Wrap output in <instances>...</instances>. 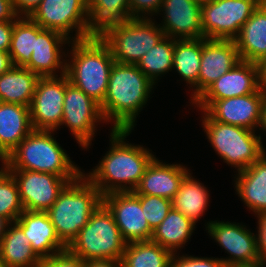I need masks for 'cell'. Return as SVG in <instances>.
<instances>
[{
	"instance_id": "cell-7",
	"label": "cell",
	"mask_w": 266,
	"mask_h": 267,
	"mask_svg": "<svg viewBox=\"0 0 266 267\" xmlns=\"http://www.w3.org/2000/svg\"><path fill=\"white\" fill-rule=\"evenodd\" d=\"M202 112L203 130L212 148L225 163L237 168V172L248 168L266 153L261 135H256L255 131L214 121Z\"/></svg>"
},
{
	"instance_id": "cell-51",
	"label": "cell",
	"mask_w": 266,
	"mask_h": 267,
	"mask_svg": "<svg viewBox=\"0 0 266 267\" xmlns=\"http://www.w3.org/2000/svg\"><path fill=\"white\" fill-rule=\"evenodd\" d=\"M0 267H8V266L0 259Z\"/></svg>"
},
{
	"instance_id": "cell-1",
	"label": "cell",
	"mask_w": 266,
	"mask_h": 267,
	"mask_svg": "<svg viewBox=\"0 0 266 267\" xmlns=\"http://www.w3.org/2000/svg\"><path fill=\"white\" fill-rule=\"evenodd\" d=\"M111 130L109 151L93 171L84 173L102 196L115 192H133L155 158L150 152L152 150L143 145L126 143L125 138L132 130Z\"/></svg>"
},
{
	"instance_id": "cell-39",
	"label": "cell",
	"mask_w": 266,
	"mask_h": 267,
	"mask_svg": "<svg viewBox=\"0 0 266 267\" xmlns=\"http://www.w3.org/2000/svg\"><path fill=\"white\" fill-rule=\"evenodd\" d=\"M41 265L43 267H84L85 261L65 249L49 258L43 259Z\"/></svg>"
},
{
	"instance_id": "cell-20",
	"label": "cell",
	"mask_w": 266,
	"mask_h": 267,
	"mask_svg": "<svg viewBox=\"0 0 266 267\" xmlns=\"http://www.w3.org/2000/svg\"><path fill=\"white\" fill-rule=\"evenodd\" d=\"M258 90L257 64L241 60L213 82L196 100H222L252 94Z\"/></svg>"
},
{
	"instance_id": "cell-50",
	"label": "cell",
	"mask_w": 266,
	"mask_h": 267,
	"mask_svg": "<svg viewBox=\"0 0 266 267\" xmlns=\"http://www.w3.org/2000/svg\"><path fill=\"white\" fill-rule=\"evenodd\" d=\"M200 4L206 3V2H210L211 0H194Z\"/></svg>"
},
{
	"instance_id": "cell-22",
	"label": "cell",
	"mask_w": 266,
	"mask_h": 267,
	"mask_svg": "<svg viewBox=\"0 0 266 267\" xmlns=\"http://www.w3.org/2000/svg\"><path fill=\"white\" fill-rule=\"evenodd\" d=\"M131 18L129 0H88L84 39L103 40Z\"/></svg>"
},
{
	"instance_id": "cell-21",
	"label": "cell",
	"mask_w": 266,
	"mask_h": 267,
	"mask_svg": "<svg viewBox=\"0 0 266 267\" xmlns=\"http://www.w3.org/2000/svg\"><path fill=\"white\" fill-rule=\"evenodd\" d=\"M15 223L23 230L32 250L41 260L67 249L57 236L46 211L24 210Z\"/></svg>"
},
{
	"instance_id": "cell-37",
	"label": "cell",
	"mask_w": 266,
	"mask_h": 267,
	"mask_svg": "<svg viewBox=\"0 0 266 267\" xmlns=\"http://www.w3.org/2000/svg\"><path fill=\"white\" fill-rule=\"evenodd\" d=\"M171 267H226L220 258L194 257L188 255L179 256L173 254Z\"/></svg>"
},
{
	"instance_id": "cell-16",
	"label": "cell",
	"mask_w": 266,
	"mask_h": 267,
	"mask_svg": "<svg viewBox=\"0 0 266 267\" xmlns=\"http://www.w3.org/2000/svg\"><path fill=\"white\" fill-rule=\"evenodd\" d=\"M102 203L112 213L114 221L127 243L151 239L153 231L144 217L138 194L115 192L102 196Z\"/></svg>"
},
{
	"instance_id": "cell-23",
	"label": "cell",
	"mask_w": 266,
	"mask_h": 267,
	"mask_svg": "<svg viewBox=\"0 0 266 267\" xmlns=\"http://www.w3.org/2000/svg\"><path fill=\"white\" fill-rule=\"evenodd\" d=\"M188 172L189 169L181 164H166L155 157L133 192L138 195L159 196L172 200Z\"/></svg>"
},
{
	"instance_id": "cell-24",
	"label": "cell",
	"mask_w": 266,
	"mask_h": 267,
	"mask_svg": "<svg viewBox=\"0 0 266 267\" xmlns=\"http://www.w3.org/2000/svg\"><path fill=\"white\" fill-rule=\"evenodd\" d=\"M32 130L28 106L0 102V161L3 162Z\"/></svg>"
},
{
	"instance_id": "cell-19",
	"label": "cell",
	"mask_w": 266,
	"mask_h": 267,
	"mask_svg": "<svg viewBox=\"0 0 266 267\" xmlns=\"http://www.w3.org/2000/svg\"><path fill=\"white\" fill-rule=\"evenodd\" d=\"M241 59L234 40L202 38L198 97Z\"/></svg>"
},
{
	"instance_id": "cell-14",
	"label": "cell",
	"mask_w": 266,
	"mask_h": 267,
	"mask_svg": "<svg viewBox=\"0 0 266 267\" xmlns=\"http://www.w3.org/2000/svg\"><path fill=\"white\" fill-rule=\"evenodd\" d=\"M7 171L14 177L21 204L26 211H47L64 187L77 179L30 170Z\"/></svg>"
},
{
	"instance_id": "cell-9",
	"label": "cell",
	"mask_w": 266,
	"mask_h": 267,
	"mask_svg": "<svg viewBox=\"0 0 266 267\" xmlns=\"http://www.w3.org/2000/svg\"><path fill=\"white\" fill-rule=\"evenodd\" d=\"M264 0H211L201 4L203 38L234 40Z\"/></svg>"
},
{
	"instance_id": "cell-34",
	"label": "cell",
	"mask_w": 266,
	"mask_h": 267,
	"mask_svg": "<svg viewBox=\"0 0 266 267\" xmlns=\"http://www.w3.org/2000/svg\"><path fill=\"white\" fill-rule=\"evenodd\" d=\"M174 39L164 36L136 64L155 85L158 77L172 71Z\"/></svg>"
},
{
	"instance_id": "cell-35",
	"label": "cell",
	"mask_w": 266,
	"mask_h": 267,
	"mask_svg": "<svg viewBox=\"0 0 266 267\" xmlns=\"http://www.w3.org/2000/svg\"><path fill=\"white\" fill-rule=\"evenodd\" d=\"M24 211L14 177L1 166L0 168V216L15 222Z\"/></svg>"
},
{
	"instance_id": "cell-25",
	"label": "cell",
	"mask_w": 266,
	"mask_h": 267,
	"mask_svg": "<svg viewBox=\"0 0 266 267\" xmlns=\"http://www.w3.org/2000/svg\"><path fill=\"white\" fill-rule=\"evenodd\" d=\"M234 41L241 60L257 64L266 58V0L245 22Z\"/></svg>"
},
{
	"instance_id": "cell-30",
	"label": "cell",
	"mask_w": 266,
	"mask_h": 267,
	"mask_svg": "<svg viewBox=\"0 0 266 267\" xmlns=\"http://www.w3.org/2000/svg\"><path fill=\"white\" fill-rule=\"evenodd\" d=\"M203 183L197 181L190 171L185 175L177 194L172 199V208L181 212L195 224L208 207L209 193Z\"/></svg>"
},
{
	"instance_id": "cell-42",
	"label": "cell",
	"mask_w": 266,
	"mask_h": 267,
	"mask_svg": "<svg viewBox=\"0 0 266 267\" xmlns=\"http://www.w3.org/2000/svg\"><path fill=\"white\" fill-rule=\"evenodd\" d=\"M15 20L0 22V51L9 52Z\"/></svg>"
},
{
	"instance_id": "cell-5",
	"label": "cell",
	"mask_w": 266,
	"mask_h": 267,
	"mask_svg": "<svg viewBox=\"0 0 266 267\" xmlns=\"http://www.w3.org/2000/svg\"><path fill=\"white\" fill-rule=\"evenodd\" d=\"M102 203L99 190L81 174L69 182L46 211L60 241L68 247Z\"/></svg>"
},
{
	"instance_id": "cell-17",
	"label": "cell",
	"mask_w": 266,
	"mask_h": 267,
	"mask_svg": "<svg viewBox=\"0 0 266 267\" xmlns=\"http://www.w3.org/2000/svg\"><path fill=\"white\" fill-rule=\"evenodd\" d=\"M162 26L165 36L173 39L203 38L201 4L194 0H163Z\"/></svg>"
},
{
	"instance_id": "cell-10",
	"label": "cell",
	"mask_w": 266,
	"mask_h": 267,
	"mask_svg": "<svg viewBox=\"0 0 266 267\" xmlns=\"http://www.w3.org/2000/svg\"><path fill=\"white\" fill-rule=\"evenodd\" d=\"M101 121L104 123L105 119L100 104L69 82L68 76L65 74V96L61 125L65 124L69 127L79 146L87 150L95 136L98 122Z\"/></svg>"
},
{
	"instance_id": "cell-27",
	"label": "cell",
	"mask_w": 266,
	"mask_h": 267,
	"mask_svg": "<svg viewBox=\"0 0 266 267\" xmlns=\"http://www.w3.org/2000/svg\"><path fill=\"white\" fill-rule=\"evenodd\" d=\"M202 54V38L174 39L173 70L193 88L190 104L198 98V76ZM193 86V87H192Z\"/></svg>"
},
{
	"instance_id": "cell-36",
	"label": "cell",
	"mask_w": 266,
	"mask_h": 267,
	"mask_svg": "<svg viewBox=\"0 0 266 267\" xmlns=\"http://www.w3.org/2000/svg\"><path fill=\"white\" fill-rule=\"evenodd\" d=\"M139 201L152 231L161 224L172 208V200L164 197L139 195Z\"/></svg>"
},
{
	"instance_id": "cell-6",
	"label": "cell",
	"mask_w": 266,
	"mask_h": 267,
	"mask_svg": "<svg viewBox=\"0 0 266 267\" xmlns=\"http://www.w3.org/2000/svg\"><path fill=\"white\" fill-rule=\"evenodd\" d=\"M126 245L112 213L101 203L67 249L83 261H121Z\"/></svg>"
},
{
	"instance_id": "cell-18",
	"label": "cell",
	"mask_w": 266,
	"mask_h": 267,
	"mask_svg": "<svg viewBox=\"0 0 266 267\" xmlns=\"http://www.w3.org/2000/svg\"><path fill=\"white\" fill-rule=\"evenodd\" d=\"M69 40L62 33L43 29L37 24L35 50L24 67L39 77H57L59 76L56 74L58 69H61L60 76L66 74V60L62 56L66 55V58L67 54L61 49L63 44L70 43Z\"/></svg>"
},
{
	"instance_id": "cell-26",
	"label": "cell",
	"mask_w": 266,
	"mask_h": 267,
	"mask_svg": "<svg viewBox=\"0 0 266 267\" xmlns=\"http://www.w3.org/2000/svg\"><path fill=\"white\" fill-rule=\"evenodd\" d=\"M236 177L234 189L247 209L255 216L266 211V153Z\"/></svg>"
},
{
	"instance_id": "cell-43",
	"label": "cell",
	"mask_w": 266,
	"mask_h": 267,
	"mask_svg": "<svg viewBox=\"0 0 266 267\" xmlns=\"http://www.w3.org/2000/svg\"><path fill=\"white\" fill-rule=\"evenodd\" d=\"M17 18L12 0H0V22L16 20Z\"/></svg>"
},
{
	"instance_id": "cell-49",
	"label": "cell",
	"mask_w": 266,
	"mask_h": 267,
	"mask_svg": "<svg viewBox=\"0 0 266 267\" xmlns=\"http://www.w3.org/2000/svg\"><path fill=\"white\" fill-rule=\"evenodd\" d=\"M232 267H265L264 264H258V265H253V266H232Z\"/></svg>"
},
{
	"instance_id": "cell-4",
	"label": "cell",
	"mask_w": 266,
	"mask_h": 267,
	"mask_svg": "<svg viewBox=\"0 0 266 267\" xmlns=\"http://www.w3.org/2000/svg\"><path fill=\"white\" fill-rule=\"evenodd\" d=\"M54 131L32 130L2 162L6 170H30L78 178L84 172L53 137Z\"/></svg>"
},
{
	"instance_id": "cell-45",
	"label": "cell",
	"mask_w": 266,
	"mask_h": 267,
	"mask_svg": "<svg viewBox=\"0 0 266 267\" xmlns=\"http://www.w3.org/2000/svg\"><path fill=\"white\" fill-rule=\"evenodd\" d=\"M259 89L266 95V58L257 63Z\"/></svg>"
},
{
	"instance_id": "cell-38",
	"label": "cell",
	"mask_w": 266,
	"mask_h": 267,
	"mask_svg": "<svg viewBox=\"0 0 266 267\" xmlns=\"http://www.w3.org/2000/svg\"><path fill=\"white\" fill-rule=\"evenodd\" d=\"M162 3L163 0H129L131 18L149 19V16L160 13Z\"/></svg>"
},
{
	"instance_id": "cell-3",
	"label": "cell",
	"mask_w": 266,
	"mask_h": 267,
	"mask_svg": "<svg viewBox=\"0 0 266 267\" xmlns=\"http://www.w3.org/2000/svg\"><path fill=\"white\" fill-rule=\"evenodd\" d=\"M70 44L71 61L66 59L69 82L101 105L115 62L109 46L100 39L72 40Z\"/></svg>"
},
{
	"instance_id": "cell-41",
	"label": "cell",
	"mask_w": 266,
	"mask_h": 267,
	"mask_svg": "<svg viewBox=\"0 0 266 267\" xmlns=\"http://www.w3.org/2000/svg\"><path fill=\"white\" fill-rule=\"evenodd\" d=\"M42 0H12L13 8L18 17H30L39 7Z\"/></svg>"
},
{
	"instance_id": "cell-44",
	"label": "cell",
	"mask_w": 266,
	"mask_h": 267,
	"mask_svg": "<svg viewBox=\"0 0 266 267\" xmlns=\"http://www.w3.org/2000/svg\"><path fill=\"white\" fill-rule=\"evenodd\" d=\"M84 267H123L122 261L114 259L85 261Z\"/></svg>"
},
{
	"instance_id": "cell-13",
	"label": "cell",
	"mask_w": 266,
	"mask_h": 267,
	"mask_svg": "<svg viewBox=\"0 0 266 267\" xmlns=\"http://www.w3.org/2000/svg\"><path fill=\"white\" fill-rule=\"evenodd\" d=\"M206 230L211 238L224 248L230 258H221L226 267L261 264L256 235L241 223L209 221Z\"/></svg>"
},
{
	"instance_id": "cell-32",
	"label": "cell",
	"mask_w": 266,
	"mask_h": 267,
	"mask_svg": "<svg viewBox=\"0 0 266 267\" xmlns=\"http://www.w3.org/2000/svg\"><path fill=\"white\" fill-rule=\"evenodd\" d=\"M173 253L156 242L135 241L127 243L123 267H171Z\"/></svg>"
},
{
	"instance_id": "cell-28",
	"label": "cell",
	"mask_w": 266,
	"mask_h": 267,
	"mask_svg": "<svg viewBox=\"0 0 266 267\" xmlns=\"http://www.w3.org/2000/svg\"><path fill=\"white\" fill-rule=\"evenodd\" d=\"M39 78L25 67L13 66L0 75V102L30 107Z\"/></svg>"
},
{
	"instance_id": "cell-12",
	"label": "cell",
	"mask_w": 266,
	"mask_h": 267,
	"mask_svg": "<svg viewBox=\"0 0 266 267\" xmlns=\"http://www.w3.org/2000/svg\"><path fill=\"white\" fill-rule=\"evenodd\" d=\"M87 14L88 0H42L30 18L43 29L62 33L70 40H83ZM74 29L72 39L70 31Z\"/></svg>"
},
{
	"instance_id": "cell-2",
	"label": "cell",
	"mask_w": 266,
	"mask_h": 267,
	"mask_svg": "<svg viewBox=\"0 0 266 267\" xmlns=\"http://www.w3.org/2000/svg\"><path fill=\"white\" fill-rule=\"evenodd\" d=\"M154 85L137 65L114 62L100 105L105 122L114 123L112 129L134 130L136 118L147 104Z\"/></svg>"
},
{
	"instance_id": "cell-47",
	"label": "cell",
	"mask_w": 266,
	"mask_h": 267,
	"mask_svg": "<svg viewBox=\"0 0 266 267\" xmlns=\"http://www.w3.org/2000/svg\"><path fill=\"white\" fill-rule=\"evenodd\" d=\"M11 223L12 222L8 218H6L4 216H0V241L3 238V236L5 235L6 230L8 229V227Z\"/></svg>"
},
{
	"instance_id": "cell-48",
	"label": "cell",
	"mask_w": 266,
	"mask_h": 267,
	"mask_svg": "<svg viewBox=\"0 0 266 267\" xmlns=\"http://www.w3.org/2000/svg\"><path fill=\"white\" fill-rule=\"evenodd\" d=\"M259 130H263V132H266V98L264 99L262 106L261 123L259 126Z\"/></svg>"
},
{
	"instance_id": "cell-33",
	"label": "cell",
	"mask_w": 266,
	"mask_h": 267,
	"mask_svg": "<svg viewBox=\"0 0 266 267\" xmlns=\"http://www.w3.org/2000/svg\"><path fill=\"white\" fill-rule=\"evenodd\" d=\"M37 23L30 17H18L13 23L9 54L16 67H24L35 50Z\"/></svg>"
},
{
	"instance_id": "cell-11",
	"label": "cell",
	"mask_w": 266,
	"mask_h": 267,
	"mask_svg": "<svg viewBox=\"0 0 266 267\" xmlns=\"http://www.w3.org/2000/svg\"><path fill=\"white\" fill-rule=\"evenodd\" d=\"M265 98L266 95L259 89L252 94L222 100H195L192 105L205 111L214 121L256 131L261 123Z\"/></svg>"
},
{
	"instance_id": "cell-15",
	"label": "cell",
	"mask_w": 266,
	"mask_h": 267,
	"mask_svg": "<svg viewBox=\"0 0 266 267\" xmlns=\"http://www.w3.org/2000/svg\"><path fill=\"white\" fill-rule=\"evenodd\" d=\"M65 96V74L40 77L30 105L33 130L55 131L60 128Z\"/></svg>"
},
{
	"instance_id": "cell-40",
	"label": "cell",
	"mask_w": 266,
	"mask_h": 267,
	"mask_svg": "<svg viewBox=\"0 0 266 267\" xmlns=\"http://www.w3.org/2000/svg\"><path fill=\"white\" fill-rule=\"evenodd\" d=\"M256 215L258 218V234H256L257 251L261 264L266 265V211Z\"/></svg>"
},
{
	"instance_id": "cell-29",
	"label": "cell",
	"mask_w": 266,
	"mask_h": 267,
	"mask_svg": "<svg viewBox=\"0 0 266 267\" xmlns=\"http://www.w3.org/2000/svg\"><path fill=\"white\" fill-rule=\"evenodd\" d=\"M0 259L8 267H36L41 259L35 254L23 230L12 222L0 241Z\"/></svg>"
},
{
	"instance_id": "cell-31",
	"label": "cell",
	"mask_w": 266,
	"mask_h": 267,
	"mask_svg": "<svg viewBox=\"0 0 266 267\" xmlns=\"http://www.w3.org/2000/svg\"><path fill=\"white\" fill-rule=\"evenodd\" d=\"M195 223L181 212L171 210L161 224L153 230L151 241L158 243L170 252L178 253L195 230Z\"/></svg>"
},
{
	"instance_id": "cell-46",
	"label": "cell",
	"mask_w": 266,
	"mask_h": 267,
	"mask_svg": "<svg viewBox=\"0 0 266 267\" xmlns=\"http://www.w3.org/2000/svg\"><path fill=\"white\" fill-rule=\"evenodd\" d=\"M13 66L9 52L0 51V75L10 70Z\"/></svg>"
},
{
	"instance_id": "cell-8",
	"label": "cell",
	"mask_w": 266,
	"mask_h": 267,
	"mask_svg": "<svg viewBox=\"0 0 266 267\" xmlns=\"http://www.w3.org/2000/svg\"><path fill=\"white\" fill-rule=\"evenodd\" d=\"M152 18H132L111 31L103 41L115 62L137 64L164 36Z\"/></svg>"
}]
</instances>
